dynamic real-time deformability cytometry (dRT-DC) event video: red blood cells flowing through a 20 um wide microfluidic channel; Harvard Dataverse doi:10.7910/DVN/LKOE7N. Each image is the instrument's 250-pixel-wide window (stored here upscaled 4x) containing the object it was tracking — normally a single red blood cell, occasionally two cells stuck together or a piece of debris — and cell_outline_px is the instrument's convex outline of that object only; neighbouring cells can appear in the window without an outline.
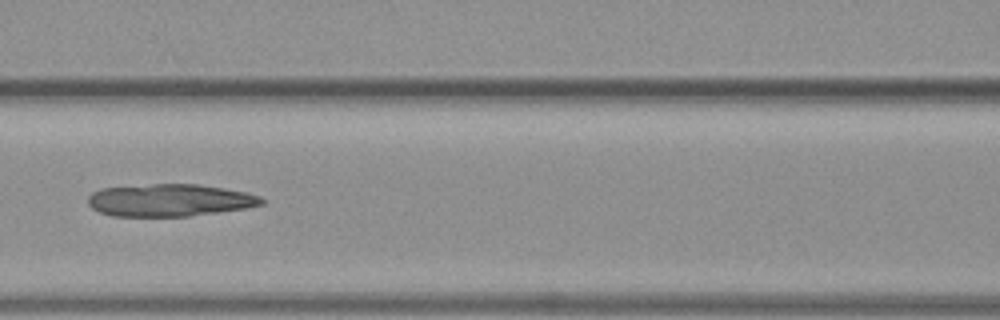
{"species": "common noctule bat (a hibernating species)", "species_latin": "Nyctalus noctula", "temperature_condition": "warm", "stored_images_in_passage": 6, "camera_frame_rate_fps": 3000, "um_per_image_px": 0.085, "animal": {"sex": "female", "body_mass_g": 19.3, "forearm_length_mm": 54.1}, "frame": {"image": 1, "passage_image": 6, "time_ms": 1.667, "image_size_px": [1000, 320], "cell_outline_px": [[268, 200], [264, 204], [248, 208], [188, 216], [112, 216], [100, 212], [92, 208], [88, 204], [88, 196], [92, 192], [100, 188], [152, 184], [196, 184], [224, 188], [244, 192], [260, 196]], "centroid_in_image_um": [14.44, 17.02], "position_along_channel_um": 152.2, "area_um2": 32.89}}